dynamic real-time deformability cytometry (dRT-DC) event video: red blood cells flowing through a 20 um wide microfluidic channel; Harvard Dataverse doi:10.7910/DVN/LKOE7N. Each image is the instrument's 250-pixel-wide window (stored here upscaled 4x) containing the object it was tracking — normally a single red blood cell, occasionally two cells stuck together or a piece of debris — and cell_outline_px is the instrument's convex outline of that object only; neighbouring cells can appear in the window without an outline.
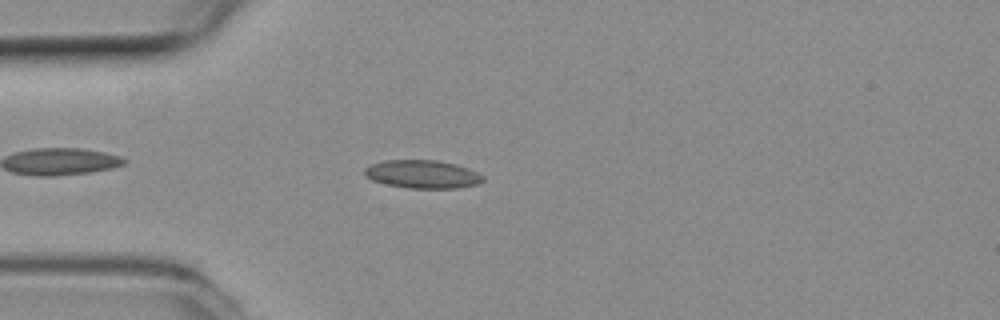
{"species": "common noctule bat (a hibernating species)", "species_latin": "Nyctalus noctula", "temperature_condition": "room temperature", "stored_images_in_passage": 17, "camera_frame_rate_fps": 3000, "um_per_image_px": 0.085, "animal": {"sex": "female", "body_mass_g": 19.3, "forearm_length_mm": 54.1}, "frame": {"image": 1, "passage_image": 5, "time_ms": 1.333, "image_size_px": [1000, 320], "cell_outline_px": [[484, 180], [476, 184], [456, 188], [408, 188], [388, 184], [372, 180], [364, 176], [364, 168], [372, 164], [384, 160], [436, 160], [456, 164], [468, 168], [484, 176]], "centroid_in_image_um": [35.89, 14.8], "position_along_channel_um": 49.1, "area_um2": 19.36}}
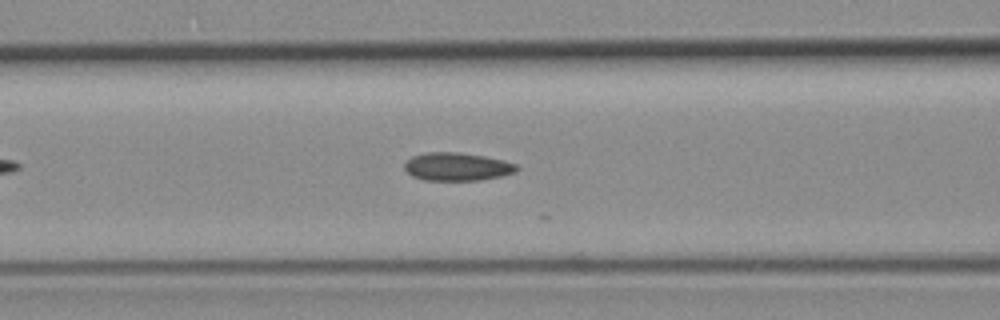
{"frame": {"image": 2, "passage_image": 12, "time_ms": 3.667, "image_size_px": [1000, 320], "cell_outline_px": [[520, 168], [516, 172], [500, 176], [480, 180], [424, 180], [412, 176], [404, 168], [404, 164], [412, 156], [428, 152], [460, 152], [484, 156], [516, 164]], "centroid_in_image_um": [38.84, 14.17], "position_along_channel_um": 127.8, "area_um2": 18.26}}
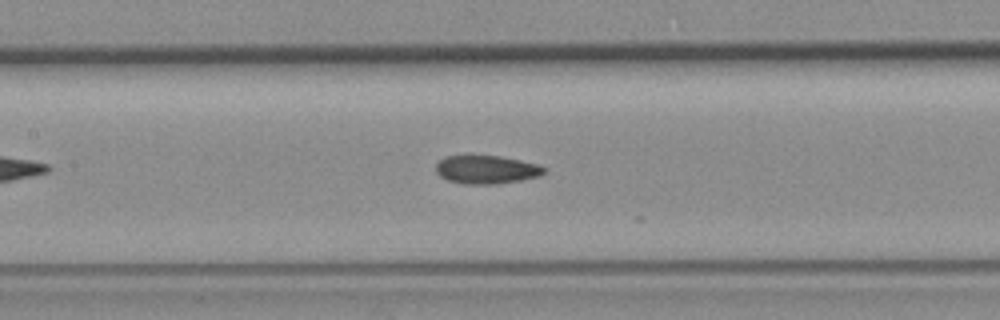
{"frame": {"image": 3, "passage_image": 15, "time_ms": 4.667, "image_size_px": [1000, 320], "cell_outline_px": [[548, 172], [540, 176], [520, 180], [496, 184], [464, 184], [448, 180], [440, 176], [436, 172], [436, 164], [440, 160], [448, 156], [500, 156], [540, 164], [548, 168]], "centroid_in_image_um": [41.42, 14.42], "position_along_channel_um": 166.0, "area_um2": 17.98}}